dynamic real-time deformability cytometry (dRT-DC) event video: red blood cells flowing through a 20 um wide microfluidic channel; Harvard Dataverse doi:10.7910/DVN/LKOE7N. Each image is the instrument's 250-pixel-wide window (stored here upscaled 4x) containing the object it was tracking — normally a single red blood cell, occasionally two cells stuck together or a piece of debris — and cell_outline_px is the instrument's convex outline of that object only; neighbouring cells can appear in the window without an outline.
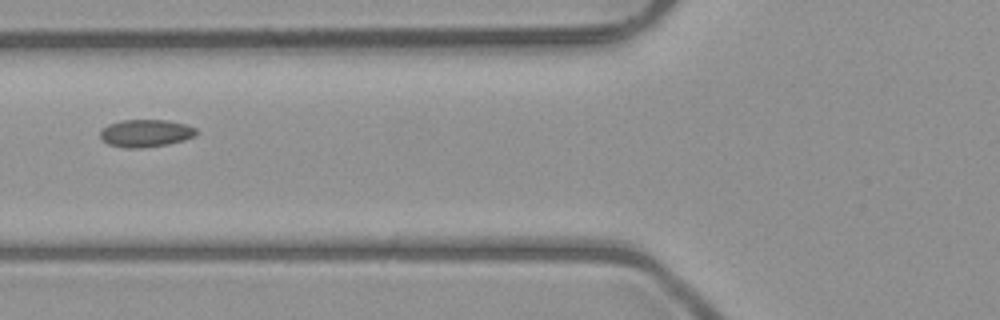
{"species": "common noctule bat (a hibernating species)", "species_latin": "Nyctalus noctula", "temperature_condition": "room temperature", "stored_images_in_passage": 7, "camera_frame_rate_fps": 3000, "um_per_image_px": 0.085, "animal": {"sex": "male", "body_mass_g": 23.1, "forearm_length_mm": 52.7}, "frame": {"image": 1, "passage_image": 6, "time_ms": 6.667, "image_size_px": [1000, 320], "cell_outline_px": [[196, 132], [192, 136], [184, 140], [168, 144], [140, 148], [124, 148], [108, 144], [100, 140], [100, 132], [108, 124], [120, 120], [168, 120], [184, 124], [196, 128]], "centroid_in_image_um": [12.33, 11.32], "position_along_channel_um": 113.5, "area_um2": 15.37}}
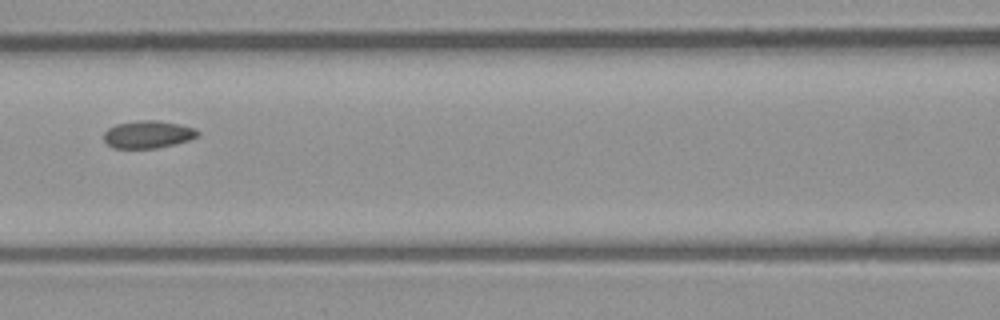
{"frame": {"image": 2, "passage_image": 7, "time_ms": 7.667, "image_size_px": [1000, 320], "cell_outline_px": [[200, 136], [188, 140], [156, 148], [112, 148], [104, 140], [104, 132], [108, 128], [116, 124], [136, 120], [156, 120], [180, 124], [196, 128], [200, 132]], "centroid_in_image_um": [12.58, 11.41], "position_along_channel_um": 154.0, "area_um2": 15.14}}